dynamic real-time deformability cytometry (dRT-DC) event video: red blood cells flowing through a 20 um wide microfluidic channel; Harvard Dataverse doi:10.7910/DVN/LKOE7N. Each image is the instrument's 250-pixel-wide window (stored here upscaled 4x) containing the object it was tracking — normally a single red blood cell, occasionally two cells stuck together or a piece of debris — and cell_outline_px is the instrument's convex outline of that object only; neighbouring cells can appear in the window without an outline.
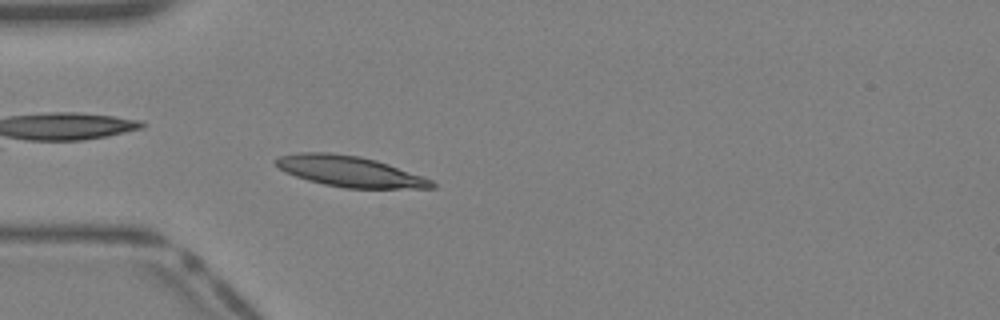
{"species": "Egyptian fruit bat (a non-hibernating species)", "species_latin": "Rousettus aegyptiacus", "temperature_condition": "warm", "stored_images_in_passage": 30, "camera_frame_rate_fps": 3000, "um_per_image_px": 0.085, "animal": {"sex": "female"}, "frame": {"image": 1, "passage_image": 2, "time_ms": 0.333, "image_size_px": [1000, 320], "cell_outline_px": [[436, 188], [344, 188], [324, 184], [308, 180], [284, 172], [272, 160], [280, 156], [300, 152], [328, 152], [360, 156], [376, 160], [424, 176], [432, 180], [436, 184]], "centroid_in_image_um": [29.74, 14.56], "position_along_channel_um": 55.3, "area_um2": 27.98}}
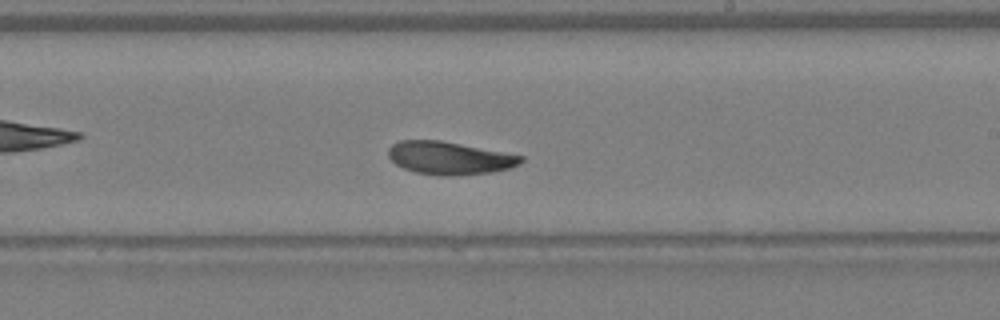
{"frame": {"image": 2, "passage_image": 14, "time_ms": 4.333, "image_size_px": [1000, 320], "cell_outline_px": [[524, 160], [520, 164], [512, 168], [492, 172], [452, 176], [440, 176], [416, 172], [404, 168], [396, 164], [388, 156], [388, 148], [392, 144], [400, 140], [440, 140], [524, 156]], "centroid_in_image_um": [38.21, 13.43], "position_along_channel_um": 250.8, "area_um2": 25.43}}
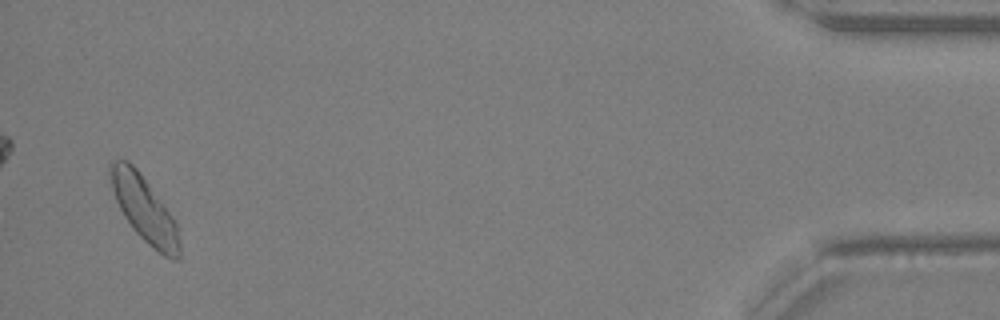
{"frame": {"image": 3, "passage_image": 29, "time_ms": 9.333, "image_size_px": [1000, 320], "cell_outline_px": [[180, 260], [172, 260], [164, 256], [148, 244], [132, 228], [124, 216], [116, 200], [108, 176], [108, 168], [112, 160], [128, 160], [136, 168], [164, 204], [176, 220], [180, 244]], "centroid_in_image_um": [12.27, 17.78], "position_along_channel_um": 422.9, "area_um2": 26.41}}